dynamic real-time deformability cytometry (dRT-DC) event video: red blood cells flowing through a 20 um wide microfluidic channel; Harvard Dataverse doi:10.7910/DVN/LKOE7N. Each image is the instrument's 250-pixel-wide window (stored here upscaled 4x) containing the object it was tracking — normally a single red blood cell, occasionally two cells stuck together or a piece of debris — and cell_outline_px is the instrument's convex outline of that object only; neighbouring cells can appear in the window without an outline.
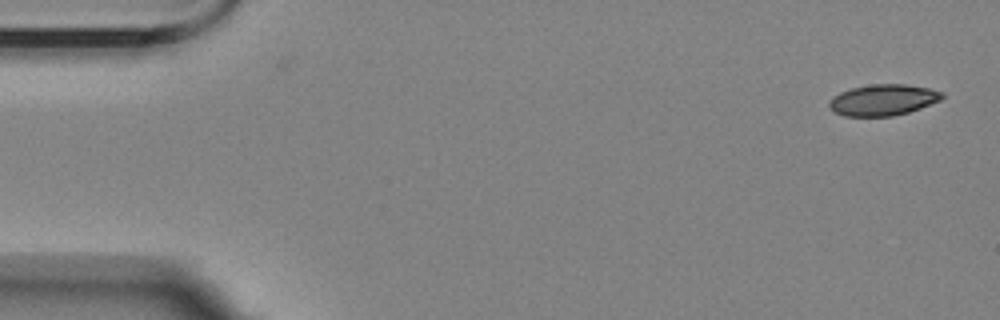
{"species": "Egyptian fruit bat (a non-hibernating species)", "species_latin": "Rousettus aegyptiacus", "temperature_condition": "room temperature", "stored_images_in_passage": 5, "camera_frame_rate_fps": 3000, "um_per_image_px": 0.085, "animal": {"sex": "female"}, "frame": {"image": 1, "passage_image": 1, "time_ms": 0.0, "image_size_px": [1000, 320], "cell_outline_px": [[944, 96], [940, 100], [920, 108], [908, 112], [892, 116], [844, 116], [836, 112], [828, 104], [828, 100], [832, 96], [840, 92], [852, 88], [872, 84], [908, 84], [928, 88], [944, 92]], "centroid_in_image_um": [75.06, 8.48], "position_along_channel_um": 9.9, "area_um2": 20.46}}
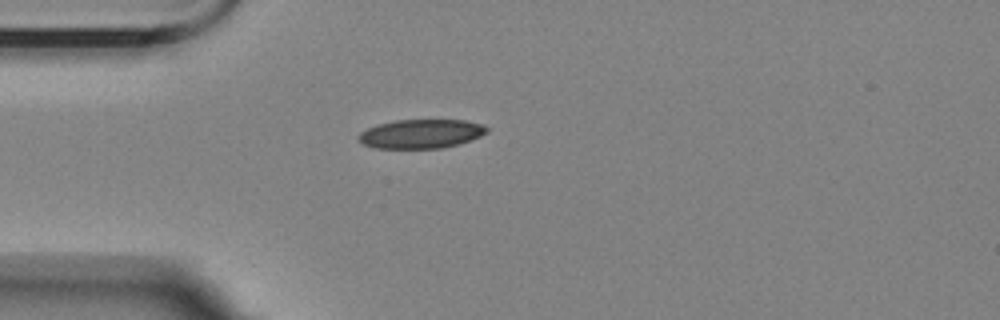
{"frame": {"image": 2, "passage_image": 5, "time_ms": 4.333, "image_size_px": [1000, 320], "cell_outline_px": [[488, 132], [480, 136], [456, 144], [440, 148], [376, 148], [364, 144], [356, 136], [360, 132], [368, 128], [380, 124], [396, 120], [468, 120], [484, 124], [488, 128]], "centroid_in_image_um": [35.81, 11.36], "position_along_channel_um": 49.2, "area_um2": 21.5}}